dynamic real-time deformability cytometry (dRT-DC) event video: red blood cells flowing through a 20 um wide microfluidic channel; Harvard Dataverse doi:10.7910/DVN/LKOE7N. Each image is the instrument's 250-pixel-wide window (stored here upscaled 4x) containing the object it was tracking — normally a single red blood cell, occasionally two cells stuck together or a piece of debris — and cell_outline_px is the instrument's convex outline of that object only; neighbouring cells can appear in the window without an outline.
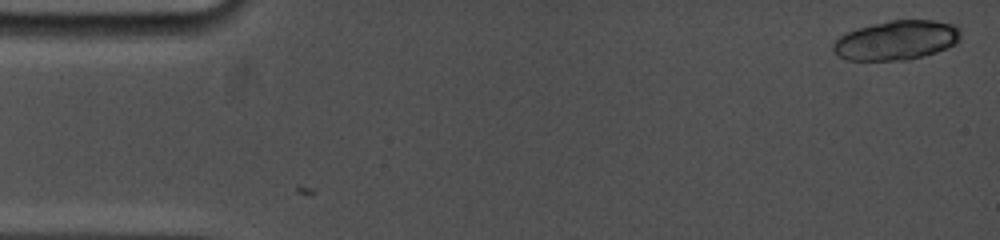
{"species": "common noctule bat (a hibernating species)", "species_latin": "Nyctalus noctula", "temperature_condition": "cold", "stored_images_in_passage": 3, "camera_frame_rate_fps": 5000, "um_per_image_px": 0.085, "animal": {"sex": "female", "body_mass_g": 19.0, "forearm_length_mm": 53.3}, "frame": {"image": 1, "passage_image": 3, "time_ms": 0.4, "image_size_px": [1000, 240], "cell_outline_px": [[960, 40], [956, 44], [936, 52], [924, 56], [908, 60], [848, 60], [832, 52], [832, 44], [840, 36], [848, 32], [860, 28], [892, 20], [932, 20], [956, 24], [960, 28]], "centroid_in_image_um": [76.24, 3.43], "position_along_channel_um": 8.8, "area_um2": 29.25}}